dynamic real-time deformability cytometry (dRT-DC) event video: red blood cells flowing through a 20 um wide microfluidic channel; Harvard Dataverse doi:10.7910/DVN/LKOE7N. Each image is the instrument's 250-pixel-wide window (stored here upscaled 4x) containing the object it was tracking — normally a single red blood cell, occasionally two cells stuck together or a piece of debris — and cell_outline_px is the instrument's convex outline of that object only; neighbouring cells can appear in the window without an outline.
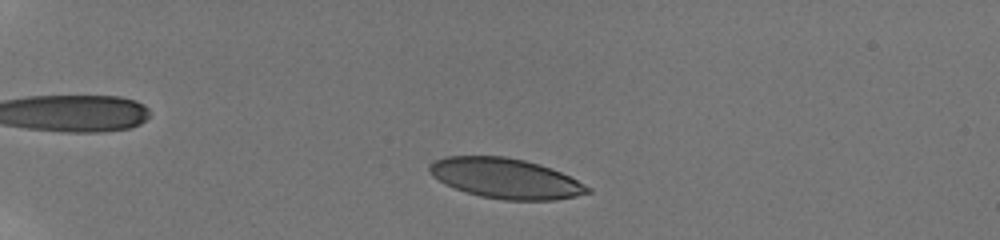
{"species": "human", "species_latin": "Homo sapiens", "temperature_condition": "room temperature", "stored_images_in_passage": 47, "camera_frame_rate_fps": 3000, "um_per_image_px": 0.085, "donor": {"sex": "male"}, "frame": {"image": 1, "passage_image": 6, "time_ms": 1.667, "image_size_px": [1000, 240], "cell_outline_px": [[592, 192], [576, 196], [552, 200], [504, 200], [480, 196], [444, 184], [432, 176], [428, 172], [428, 164], [444, 156], [504, 156], [524, 160], [540, 164], [552, 168], [592, 188]], "centroid_in_image_um": [42.95, 15.15], "position_along_channel_um": 42.0, "area_um2": 36.99}}
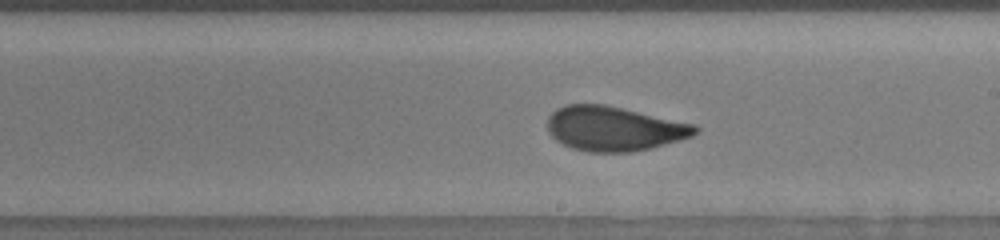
{"frame": {"image": 2, "passage_image": 27, "time_ms": 8.667, "image_size_px": [1000, 240], "cell_outline_px": [[700, 128], [692, 136], [680, 140], [652, 148], [632, 152], [588, 152], [572, 148], [556, 140], [548, 132], [548, 116], [556, 108], [564, 104], [604, 104], [696, 124]], "centroid_in_image_um": [52.19, 10.93], "position_along_channel_um": 236.8, "area_um2": 38.49}}
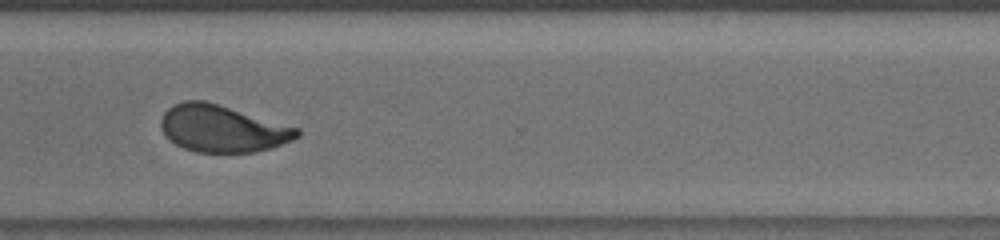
{"frame": {"image": 3, "passage_image": 36, "time_ms": 11.667, "image_size_px": [1000, 240], "cell_outline_px": [[300, 136], [292, 140], [256, 152], [196, 152], [184, 148], [176, 144], [160, 128], [160, 120], [164, 112], [172, 104], [184, 100], [204, 100], [300, 128]], "centroid_in_image_um": [18.89, 10.92], "position_along_channel_um": 351.7, "area_um2": 37.05}, "authors_computed_cell_mechanics": {"area_um2": 37.8012, "velocity_mm_per_s": 3.8406, "shape_relaxation_time_tau1_ms": 4.4733, "shape_relaxation_time_tau2_ms": 0.7317, "deformation_change_tau1": 0.1663, "deformation_change_tau2": 0.0626}}